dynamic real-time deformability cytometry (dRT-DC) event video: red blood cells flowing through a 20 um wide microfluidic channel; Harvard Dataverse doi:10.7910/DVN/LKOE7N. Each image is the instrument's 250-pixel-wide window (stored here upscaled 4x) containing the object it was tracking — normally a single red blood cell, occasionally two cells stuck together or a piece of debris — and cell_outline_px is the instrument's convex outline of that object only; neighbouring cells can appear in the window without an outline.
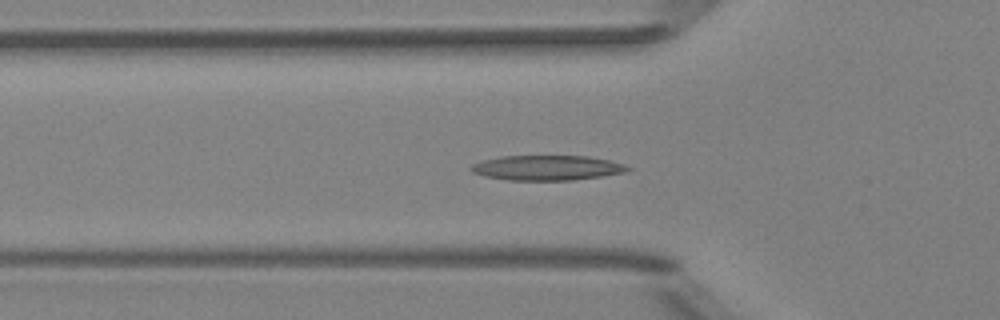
{"species": "Egyptian fruit bat (a non-hibernating species)", "species_latin": "Rousettus aegyptiacus", "temperature_condition": "room temperature", "stored_images_in_passage": 51, "camera_frame_rate_fps": 3000, "um_per_image_px": 0.085, "animal": {"sex": "female"}, "frame": {"image": 1, "passage_image": 16, "time_ms": 5.0, "image_size_px": [1000, 320], "cell_outline_px": [[632, 168], [628, 172], [572, 180], [508, 180], [484, 176], [472, 172], [468, 168], [472, 164], [484, 160], [500, 156], [588, 156], [608, 160], [624, 164]], "centroid_in_image_um": [46.49, 14.26], "position_along_channel_um": 79.3, "area_um2": 22.77}}
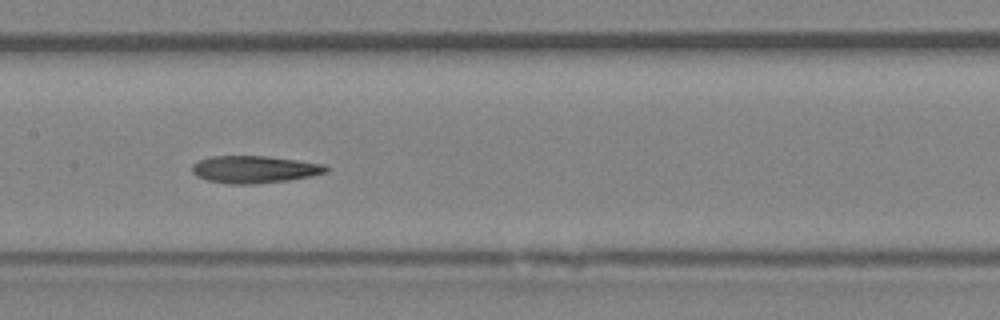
{"frame": {"image": 2, "passage_image": 24, "time_ms": 7.667, "image_size_px": [1000, 320], "cell_outline_px": [[328, 172], [312, 176], [288, 180], [256, 184], [228, 184], [208, 180], [196, 176], [192, 172], [192, 164], [200, 160], [212, 156], [268, 156], [324, 164], [328, 168]], "centroid_in_image_um": [21.63, 14.4], "position_along_channel_um": 185.8, "area_um2": 21.33}}
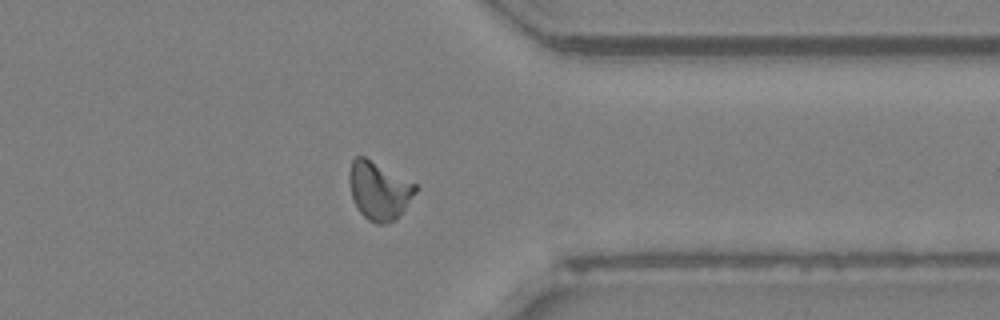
{"frame": {"image": 3, "passage_image": 39, "time_ms": 12.667, "image_size_px": [1000, 320], "cell_outline_px": [[420, 188], [396, 220], [384, 224], [376, 224], [368, 220], [360, 212], [352, 196], [348, 180], [348, 172], [352, 160], [356, 156], [364, 156], [416, 184]], "centroid_in_image_um": [32.22, 16.2], "position_along_channel_um": 379.2, "area_um2": 22.48}, "authors_computed_cell_mechanics": {"area_um2": 21.2704, "velocity_mm_per_s": 3.9937, "shape_relaxation_time_tau1_ms": null, "shape_relaxation_time_tau2_ms": 1.7566, "deformation_change_tau1": null, "deformation_change_tau2": 0.0873}}